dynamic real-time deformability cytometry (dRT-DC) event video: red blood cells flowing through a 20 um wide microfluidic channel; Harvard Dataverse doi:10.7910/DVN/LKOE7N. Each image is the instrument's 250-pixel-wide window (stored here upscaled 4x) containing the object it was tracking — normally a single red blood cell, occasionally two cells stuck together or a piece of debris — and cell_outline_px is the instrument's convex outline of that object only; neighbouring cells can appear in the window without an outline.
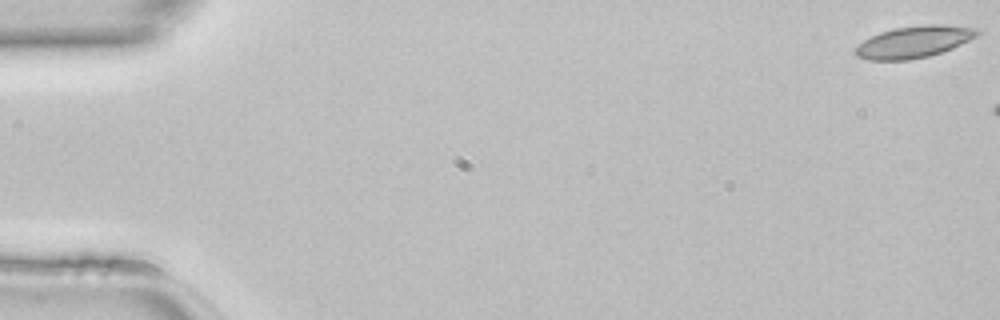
{"species": "common noctule bat (a hibernating species)", "species_latin": "Nyctalus noctula", "temperature_condition": "room temperature", "stored_images_in_passage": 7, "camera_frame_rate_fps": 3000, "um_per_image_px": 0.085, "animal": {"sex": "female", "body_mass_g": 22.7, "forearm_length_mm": 54.2}, "frame": {"image": 1, "passage_image": 1, "time_ms": 0.0, "image_size_px": [1000, 320], "cell_outline_px": [[980, 32], [976, 36], [952, 48], [928, 56], [908, 60], [868, 60], [856, 56], [852, 52], [864, 40], [880, 32], [896, 28], [924, 24], [944, 24], [980, 28]], "centroid_in_image_um": [77.68, 3.55], "position_along_channel_um": 7.3, "area_um2": 22.48}}